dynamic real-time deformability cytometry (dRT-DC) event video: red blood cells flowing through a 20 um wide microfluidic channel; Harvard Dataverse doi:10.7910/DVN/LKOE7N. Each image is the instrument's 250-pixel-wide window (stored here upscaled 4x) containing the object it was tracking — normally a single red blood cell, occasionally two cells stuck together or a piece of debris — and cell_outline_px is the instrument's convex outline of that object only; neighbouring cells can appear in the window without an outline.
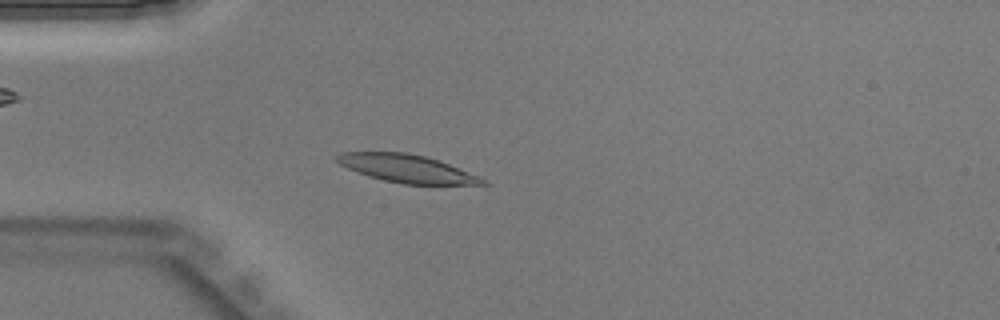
{"species": "Egyptian fruit bat (a non-hibernating species)", "species_latin": "Rousettus aegyptiacus", "temperature_condition": "warm", "stored_images_in_passage": 39, "camera_frame_rate_fps": 3000, "um_per_image_px": 0.085, "animal": {"sex": "male"}, "frame": {"image": 1, "passage_image": 11, "time_ms": 3.333, "image_size_px": [1000, 320], "cell_outline_px": [[488, 184], [404, 184], [384, 180], [368, 176], [356, 172], [340, 164], [332, 156], [340, 152], [408, 152], [440, 160], [480, 176], [488, 180]], "centroid_in_image_um": [34.58, 14.32], "position_along_channel_um": 50.4, "area_um2": 23.81}}
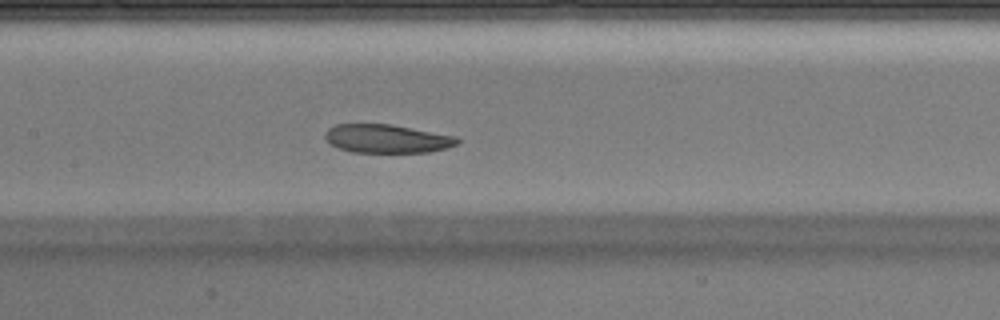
{"frame": {"image": 2, "passage_image": 20, "time_ms": 6.333, "image_size_px": [1000, 320], "cell_outline_px": [[460, 140], [456, 144], [448, 148], [428, 152], [352, 152], [340, 148], [332, 144], [324, 136], [324, 132], [328, 128], [336, 124], [392, 124], [456, 136]], "centroid_in_image_um": [32.9, 11.78], "position_along_channel_um": 174.5, "area_um2": 21.91}}
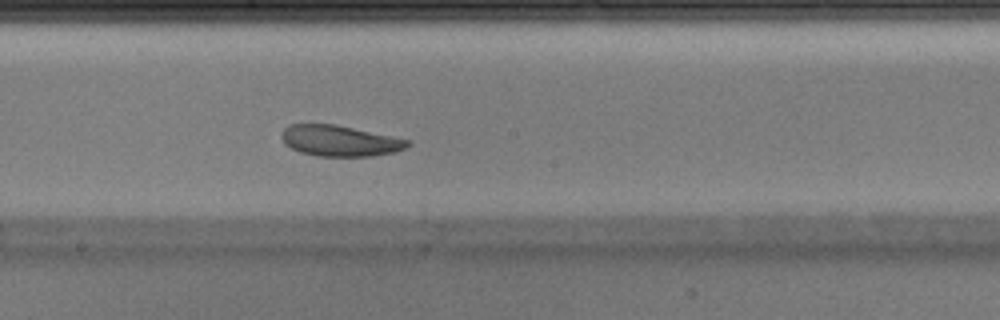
{"frame": {"image": 3, "passage_image": 23, "time_ms": 7.333, "image_size_px": [1000, 320], "cell_outline_px": [[412, 144], [408, 148], [396, 152], [372, 156], [316, 156], [300, 152], [284, 144], [280, 136], [280, 132], [288, 124], [336, 124], [412, 140]], "centroid_in_image_um": [28.91, 11.96], "position_along_channel_um": 219.3, "area_um2": 23.12}}